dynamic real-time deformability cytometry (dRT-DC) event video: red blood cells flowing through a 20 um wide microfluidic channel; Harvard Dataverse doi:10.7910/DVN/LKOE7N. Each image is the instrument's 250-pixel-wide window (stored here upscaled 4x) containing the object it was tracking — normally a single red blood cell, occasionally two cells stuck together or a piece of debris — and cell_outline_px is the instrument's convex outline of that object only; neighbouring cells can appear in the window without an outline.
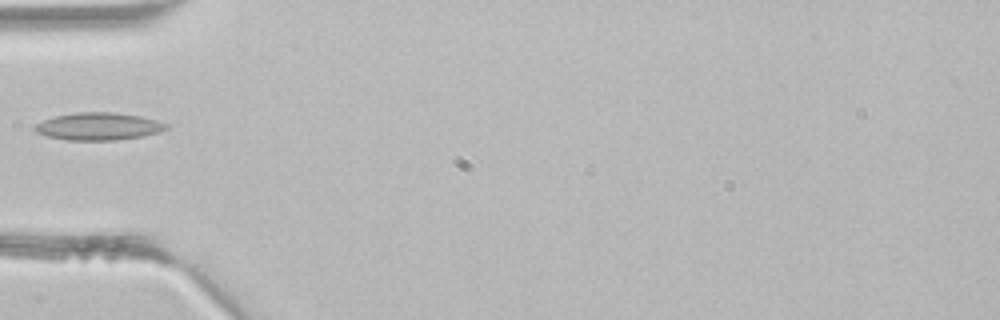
{"species": "common noctule bat (a hibernating species)", "species_latin": "Nyctalus noctula", "temperature_condition": "room temperature", "stored_images_in_passage": 2, "camera_frame_rate_fps": 3000, "um_per_image_px": 0.085, "animal": {"sex": "male", "body_mass_g": 21.5, "forearm_length_mm": 52.0}, "frame": {"image": 1, "passage_image": 2, "time_ms": 0.333, "image_size_px": [1000, 320], "cell_outline_px": [[168, 128], [160, 132], [144, 136], [116, 140], [68, 140], [48, 136], [36, 132], [32, 128], [36, 124], [44, 120], [56, 116], [76, 112], [112, 112], [140, 116], [156, 120], [168, 124]], "centroid_in_image_um": [8.39, 10.74], "position_along_channel_um": 76.6, "area_um2": 20.98}}